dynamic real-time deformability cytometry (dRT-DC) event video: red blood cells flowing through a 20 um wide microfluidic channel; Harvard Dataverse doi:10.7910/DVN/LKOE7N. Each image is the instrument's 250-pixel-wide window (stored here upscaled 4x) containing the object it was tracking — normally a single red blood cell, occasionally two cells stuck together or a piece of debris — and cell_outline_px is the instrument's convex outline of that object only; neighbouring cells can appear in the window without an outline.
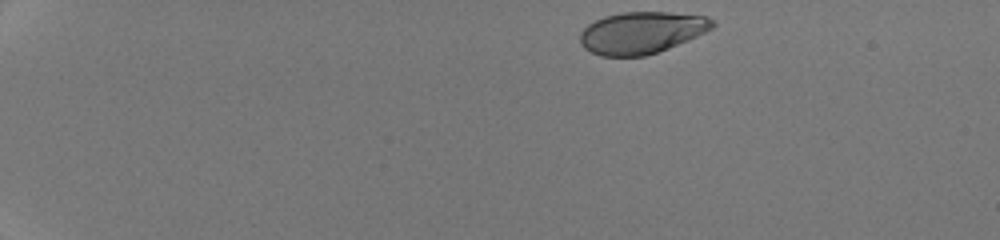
{"species": "human", "species_latin": "Homo sapiens", "temperature_condition": "room temperature", "stored_images_in_passage": 42, "camera_frame_rate_fps": 3000, "um_per_image_px": 0.085, "donor": {"sex": "male"}, "frame": {"image": 1, "passage_image": 1, "time_ms": 0.0, "image_size_px": [1000, 240], "cell_outline_px": [[716, 24], [712, 28], [696, 36], [668, 48], [644, 56], [600, 56], [584, 48], [580, 44], [580, 32], [588, 24], [604, 16], [620, 12], [668, 12], [704, 16], [712, 20]], "centroid_in_image_um": [54.49, 2.77], "position_along_channel_um": 30.5, "area_um2": 32.08}}
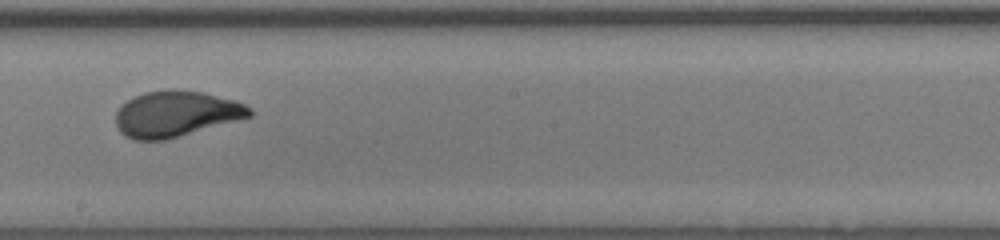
{"frame": {"image": 2, "passage_image": 24, "time_ms": 7.667, "image_size_px": [1000, 240], "cell_outline_px": [[252, 116], [164, 140], [132, 140], [124, 136], [120, 132], [116, 124], [116, 112], [120, 104], [144, 92], [204, 92], [232, 100], [244, 104], [252, 108]], "centroid_in_image_um": [14.92, 9.72], "position_along_channel_um": 233.3, "area_um2": 34.91}}
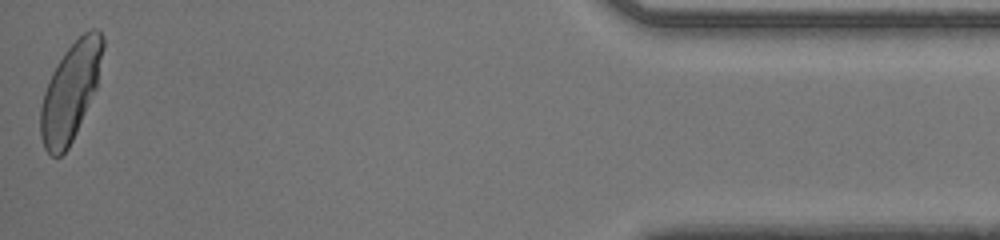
{"frame": {"image": 3, "passage_image": 42, "time_ms": 13.667, "image_size_px": [1000, 240], "cell_outline_px": [[104, 48], [96, 88], [76, 132], [68, 148], [60, 156], [52, 156], [44, 148], [40, 136], [40, 108], [44, 92], [48, 80], [52, 72], [64, 52], [84, 32], [92, 28], [96, 28], [104, 36]], "centroid_in_image_um": [5.98, 7.78], "position_along_channel_um": 429.2, "area_um2": 35.2}, "authors_computed_cell_mechanics": {"area_um2": 34.7089, "velocity_mm_per_s": 4.2936, "shape_relaxation_time_tau1_ms": 3.949, "shape_relaxation_time_tau2_ms": null, "deformation_change_tau1": 0.1908, "deformation_change_tau2": null}}